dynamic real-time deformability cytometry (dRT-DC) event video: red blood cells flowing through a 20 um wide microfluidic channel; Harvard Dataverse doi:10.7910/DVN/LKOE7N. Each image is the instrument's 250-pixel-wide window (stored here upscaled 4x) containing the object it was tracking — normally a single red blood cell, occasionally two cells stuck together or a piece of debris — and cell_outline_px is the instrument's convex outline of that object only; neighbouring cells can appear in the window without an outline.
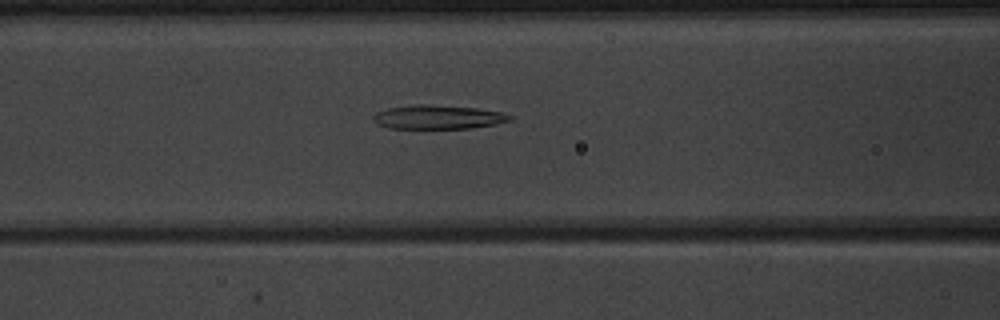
{"species": "common noctule bat (a hibernating species)", "species_latin": "Nyctalus noctula", "temperature_condition": "warm", "stored_images_in_passage": 38, "camera_frame_rate_fps": 3000, "um_per_image_px": 0.085, "animal": {"sex": "male", "body_mass_g": 20.1, "forearm_length_mm": 53.5}, "frame": {"image": 1, "passage_image": 9, "time_ms": 2.667, "image_size_px": [1000, 320], "cell_outline_px": [[512, 120], [496, 124], [472, 128], [388, 128], [376, 124], [372, 120], [372, 116], [376, 112], [388, 108], [416, 104], [424, 104], [476, 108], [500, 112], [512, 116]], "centroid_in_image_um": [37.19, 9.95], "position_along_channel_um": 129.4, "area_um2": 19.02}}
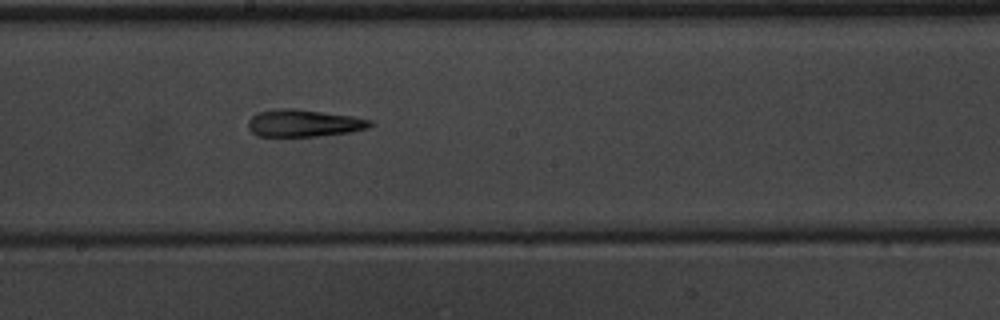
{"frame": {"image": 2, "passage_image": 16, "time_ms": 5.0, "image_size_px": [1000, 320], "cell_outline_px": [[376, 124], [368, 128], [352, 132], [316, 136], [256, 136], [248, 128], [248, 120], [256, 112], [276, 108], [292, 108], [352, 116], [372, 120]], "centroid_in_image_um": [25.82, 10.46], "position_along_channel_um": 222.4, "area_um2": 19.54}}
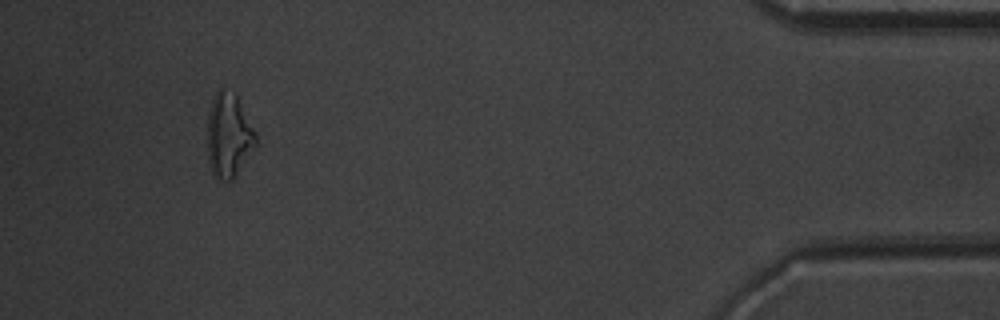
{"frame": {"image": 3, "passage_image": 35, "time_ms": 11.333, "image_size_px": [1000, 320], "cell_outline_px": [[256, 144], [236, 176], [232, 180], [220, 180], [212, 176], [208, 160], [208, 112], [212, 100], [216, 92], [220, 88], [236, 92], [256, 132]], "centroid_in_image_um": [19.44, 11.5], "position_along_channel_um": 415.8, "area_um2": 23.99}, "authors_computed_cell_mechanics": {"area_um2": 19.5653, "velocity_mm_per_s": 3.9903, "shape_relaxation_time_tau1_ms": null, "shape_relaxation_time_tau2_ms": 4.1874, "deformation_change_tau1": null, "deformation_change_tau2": 0.1762}}